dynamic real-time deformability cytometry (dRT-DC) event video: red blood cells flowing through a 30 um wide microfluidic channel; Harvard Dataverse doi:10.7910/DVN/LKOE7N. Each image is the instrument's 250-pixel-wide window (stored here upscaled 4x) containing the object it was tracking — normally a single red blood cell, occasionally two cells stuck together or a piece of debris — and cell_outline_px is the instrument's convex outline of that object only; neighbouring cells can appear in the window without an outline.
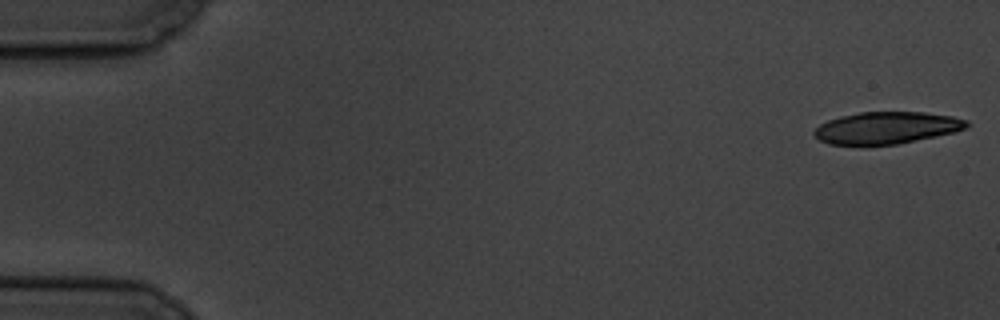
{"species": "common noctule bat (a hibernating species)", "species_latin": "Nyctalus noctula", "temperature_condition": "cold", "stored_images_in_passage": 6, "segment_of_instrument_passage": [1, 2], "camera_frame_rate_fps": 3000, "um_per_image_px": 0.085, "animal": {"sex": "male", "body_mass_g": 19.5, "forearm_length_mm": 54.6}, "frame": {"image": 1, "passage_image": 1, "time_ms": 0.0, "image_size_px": [1000, 320], "cell_outline_px": [[968, 128], [956, 132], [896, 144], [828, 144], [820, 140], [812, 132], [820, 124], [828, 120], [840, 116], [860, 112], [924, 112], [952, 116], [968, 120]], "centroid_in_image_um": [75.39, 10.85], "position_along_channel_um": 9.6, "area_um2": 28.26}}